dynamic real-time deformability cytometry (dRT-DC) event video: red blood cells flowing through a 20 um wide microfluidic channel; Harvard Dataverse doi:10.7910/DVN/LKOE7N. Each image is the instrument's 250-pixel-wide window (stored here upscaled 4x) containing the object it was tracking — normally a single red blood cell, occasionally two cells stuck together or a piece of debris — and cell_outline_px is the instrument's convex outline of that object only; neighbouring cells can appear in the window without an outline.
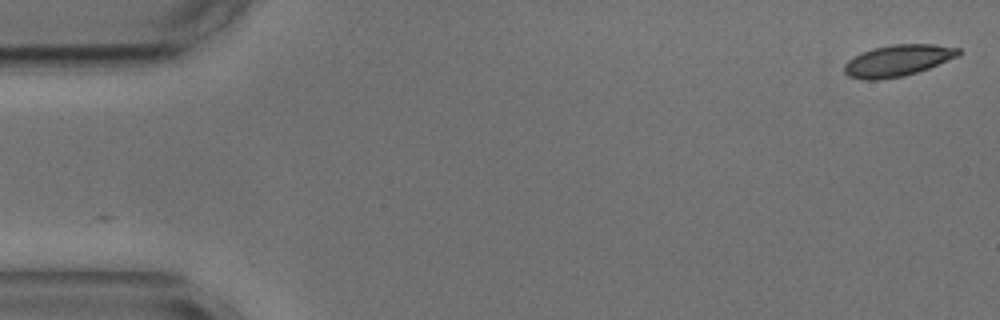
{"species": "common noctule bat (a hibernating species)", "species_latin": "Nyctalus noctula", "temperature_condition": "cold", "stored_images_in_passage": 4, "camera_frame_rate_fps": 3000, "um_per_image_px": 0.085, "animal": {"sex": "male", "body_mass_g": 17.9, "forearm_length_mm": 54.2}, "frame": {"image": 1, "passage_image": 1, "time_ms": 0.0, "image_size_px": [1000, 320], "cell_outline_px": [[960, 56], [928, 68], [904, 76], [876, 80], [864, 80], [848, 76], [844, 72], [844, 64], [848, 60], [860, 52], [872, 48], [892, 44], [936, 44], [960, 48]], "centroid_in_image_um": [76.3, 5.14], "position_along_channel_um": 8.7, "area_um2": 21.1}}
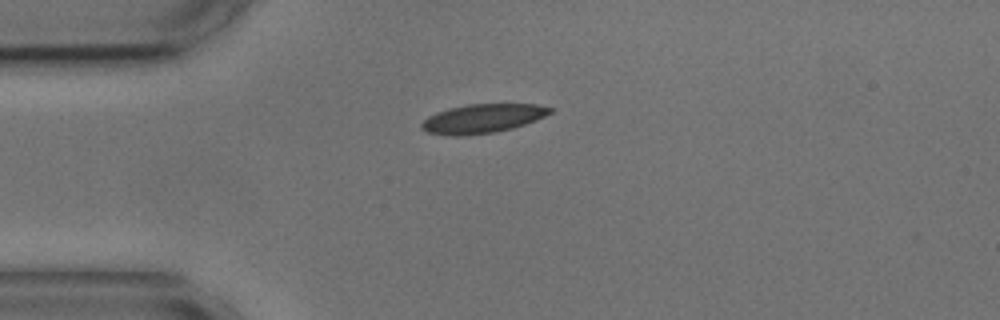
{"frame": {"image": 2, "passage_image": 4, "time_ms": 4.0, "image_size_px": [1000, 320], "cell_outline_px": [[552, 112], [536, 120], [512, 128], [496, 132], [460, 136], [452, 136], [428, 132], [420, 128], [420, 124], [428, 116], [436, 112], [448, 108], [468, 104], [536, 104], [552, 108]], "centroid_in_image_um": [40.98, 10.07], "position_along_channel_um": 44.0, "area_um2": 21.68}}